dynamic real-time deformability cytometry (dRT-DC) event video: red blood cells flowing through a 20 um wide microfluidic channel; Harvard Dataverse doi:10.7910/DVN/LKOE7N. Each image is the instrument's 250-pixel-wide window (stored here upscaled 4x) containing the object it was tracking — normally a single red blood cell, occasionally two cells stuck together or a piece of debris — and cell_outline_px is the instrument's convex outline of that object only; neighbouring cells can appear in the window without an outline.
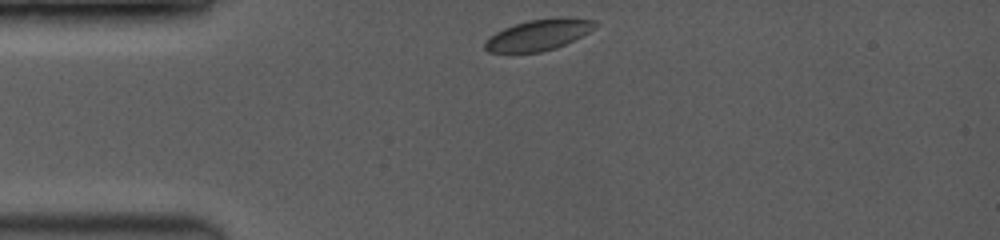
{"species": "common noctule bat (a hibernating species)", "species_latin": "Nyctalus noctula", "temperature_condition": "room temperature", "stored_images_in_passage": 11, "camera_frame_rate_fps": 3500, "um_per_image_px": 0.085, "animal": {"sex": "female", "body_mass_g": 19.0, "forearm_length_mm": 53.3}, "frame": {"image": 1, "passage_image": 1, "time_ms": 0.0, "image_size_px": [1000, 240], "cell_outline_px": [[596, 24], [588, 32], [564, 44], [540, 52], [488, 52], [484, 48], [484, 40], [496, 32], [504, 28], [528, 20], [552, 16], [568, 16], [596, 20]], "centroid_in_image_um": [45.76, 2.93], "position_along_channel_um": 39.2, "area_um2": 19.88}}
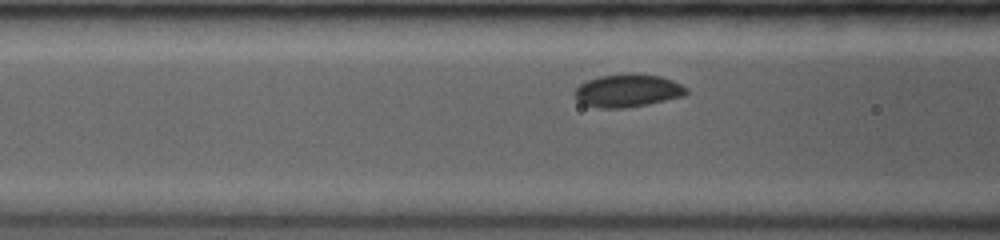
{"frame": {"image": 2, "passage_image": 7, "time_ms": 2.571, "image_size_px": [1000, 240], "cell_outline_px": [[688, 92], [684, 96], [648, 104], [624, 108], [600, 108], [584, 104], [576, 96], [576, 88], [580, 84], [588, 80], [600, 76], [628, 72], [632, 72], [660, 76], [672, 80], [688, 88]], "centroid_in_image_um": [53.4, 7.68], "position_along_channel_um": 113.2, "area_um2": 21.39}}
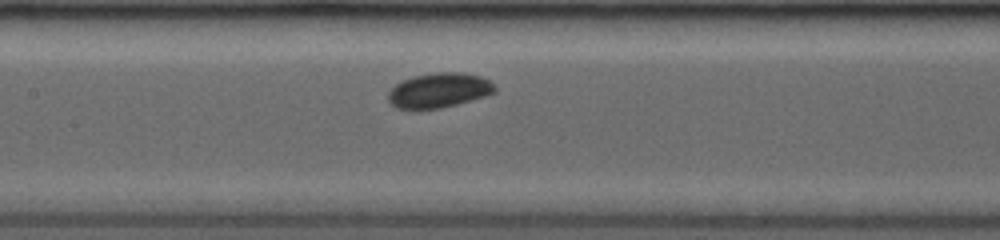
{"frame": {"image": 3, "passage_image": 10, "time_ms": 4.0, "image_size_px": [1000, 240], "cell_outline_px": [[496, 92], [484, 96], [456, 104], [440, 108], [396, 108], [388, 100], [388, 92], [396, 84], [412, 76], [436, 72], [460, 72], [480, 76], [488, 80], [496, 88]], "centroid_in_image_um": [37.31, 7.66], "position_along_channel_um": 170.1, "area_um2": 21.27}}